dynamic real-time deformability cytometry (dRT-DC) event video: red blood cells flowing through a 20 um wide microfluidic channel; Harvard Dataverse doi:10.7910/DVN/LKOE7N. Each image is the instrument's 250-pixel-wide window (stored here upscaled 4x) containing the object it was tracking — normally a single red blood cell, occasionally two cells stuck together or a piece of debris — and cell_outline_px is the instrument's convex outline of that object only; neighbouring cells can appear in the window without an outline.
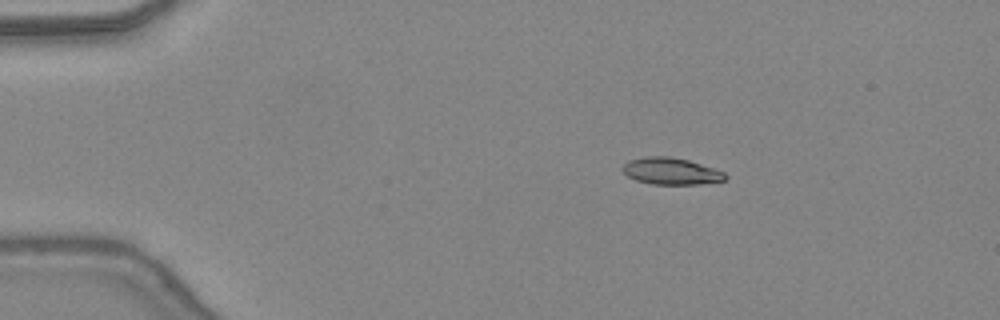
{"species": "common noctule bat (a hibernating species)", "species_latin": "Nyctalus noctula", "temperature_condition": "warm", "stored_images_in_passage": 47, "camera_frame_rate_fps": 3000, "um_per_image_px": 0.085, "animal": {"sex": "female", "body_mass_g": 24.6, "forearm_length_mm": 56.2}, "frame": {"image": 1, "passage_image": 8, "time_ms": 2.333, "image_size_px": [1000, 320], "cell_outline_px": [[728, 176], [724, 180], [700, 184], [652, 184], [636, 180], [628, 176], [620, 168], [628, 160], [648, 156], [668, 156], [688, 160], [724, 172]], "centroid_in_image_um": [57.0, 14.55], "position_along_channel_um": 28.0, "area_um2": 15.9}}
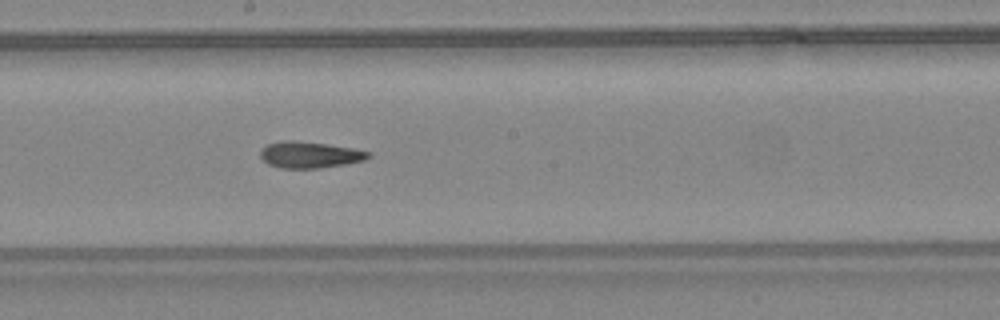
{"frame": {"image": 2, "passage_image": 26, "time_ms": 8.333, "image_size_px": [1000, 320], "cell_outline_px": [[372, 156], [364, 160], [344, 164], [320, 168], [280, 168], [268, 164], [260, 156], [260, 148], [268, 144], [284, 140], [292, 140], [324, 144], [352, 148], [368, 152]], "centroid_in_image_um": [26.28, 13.16], "position_along_channel_um": 221.9, "area_um2": 16.42}}
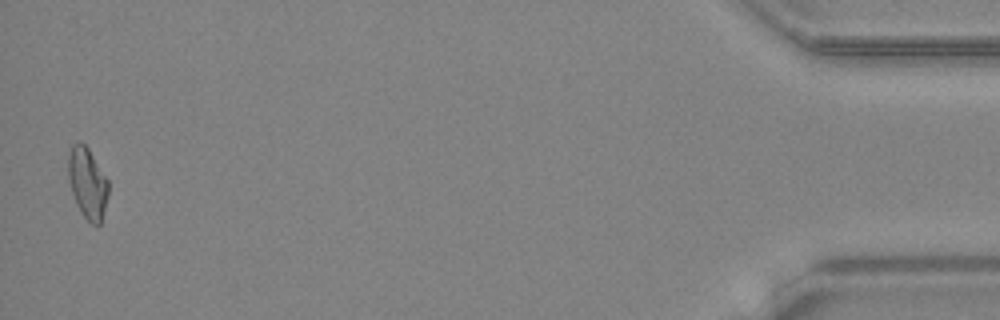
{"frame": {"image": 3, "passage_image": 46, "time_ms": 15.0, "image_size_px": [1000, 320], "cell_outline_px": [[108, 196], [100, 224], [92, 224], [80, 212], [76, 204], [68, 180], [68, 156], [72, 144], [80, 140], [88, 148], [108, 180]], "centroid_in_image_um": [7.42, 15.54], "position_along_channel_um": 427.8, "area_um2": 16.53}, "authors_computed_cell_mechanics": {"area_um2": 16.5308, "velocity_mm_per_s": 4.4366, "shape_relaxation_time_tau1_ms": null, "shape_relaxation_time_tau2_ms": 3.9174, "deformation_change_tau1": null, "deformation_change_tau2": 0.1232}}